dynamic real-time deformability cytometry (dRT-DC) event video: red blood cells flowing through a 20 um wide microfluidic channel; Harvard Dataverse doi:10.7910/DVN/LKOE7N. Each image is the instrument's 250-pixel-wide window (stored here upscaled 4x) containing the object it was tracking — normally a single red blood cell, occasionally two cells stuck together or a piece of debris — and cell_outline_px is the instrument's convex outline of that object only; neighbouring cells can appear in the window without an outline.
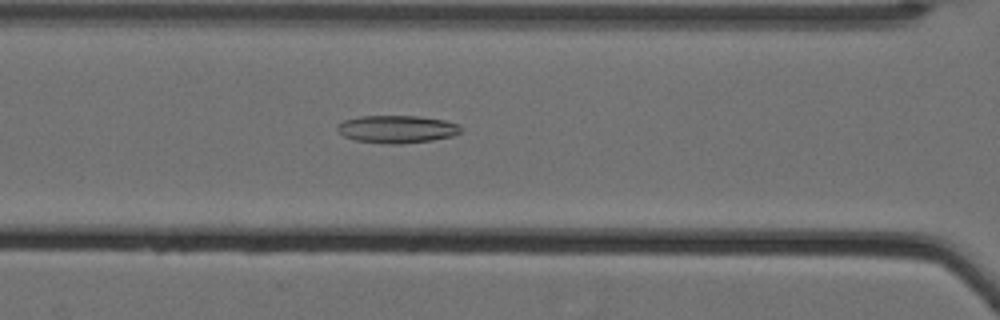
{"species": "Egyptian fruit bat (a non-hibernating species)", "species_latin": "Rousettus aegyptiacus", "temperature_condition": "cold", "stored_images_in_passage": 63, "camera_frame_rate_fps": 3000, "um_per_image_px": 0.085, "animal": {"sex": "female"}, "frame": {"image": 1, "passage_image": 32, "time_ms": 10.333, "image_size_px": [1000, 320], "cell_outline_px": [[460, 132], [452, 136], [432, 140], [396, 144], [388, 144], [356, 140], [344, 136], [336, 128], [336, 124], [344, 120], [360, 116], [420, 116], [444, 120], [460, 124]], "centroid_in_image_um": [33.73, 10.97], "position_along_channel_um": 132.9, "area_um2": 19.83}}
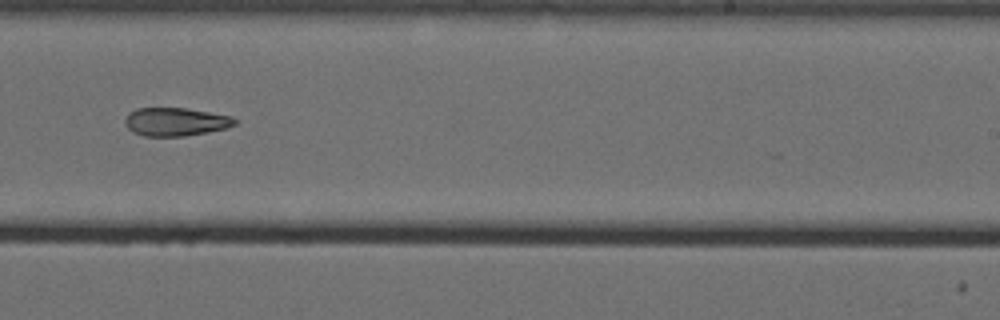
{"frame": {"image": 2, "passage_image": 44, "time_ms": 14.333, "image_size_px": [1000, 320], "cell_outline_px": [[236, 124], [228, 128], [208, 132], [184, 136], [144, 136], [132, 132], [124, 124], [124, 120], [128, 112], [136, 108], [184, 108], [232, 116], [236, 120]], "centroid_in_image_um": [14.9, 10.35], "position_along_channel_um": 274.1, "area_um2": 18.21}}
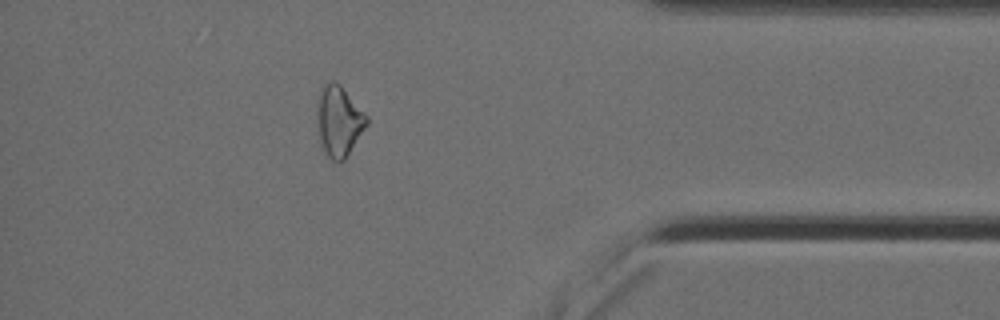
{"frame": {"image": 3, "passage_image": 57, "time_ms": 18.667, "image_size_px": [1000, 320], "cell_outline_px": [[368, 124], [344, 160], [340, 164], [332, 160], [324, 152], [320, 144], [316, 112], [316, 108], [320, 92], [328, 80], [332, 80], [340, 84], [368, 116]], "centroid_in_image_um": [28.8, 10.3], "position_along_channel_um": 406.4, "area_um2": 20.52}}